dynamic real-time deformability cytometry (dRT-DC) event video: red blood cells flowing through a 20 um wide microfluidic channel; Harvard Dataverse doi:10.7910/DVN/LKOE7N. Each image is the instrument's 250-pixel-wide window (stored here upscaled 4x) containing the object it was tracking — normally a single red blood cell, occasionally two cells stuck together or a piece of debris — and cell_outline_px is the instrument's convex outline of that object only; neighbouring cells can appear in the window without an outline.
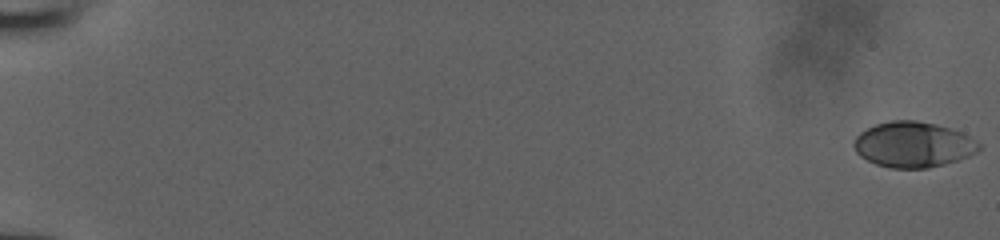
{"species": "human", "species_latin": "Homo sapiens", "temperature_condition": "room temperature", "stored_images_in_passage": 54, "camera_frame_rate_fps": 3000, "um_per_image_px": 0.085, "donor": {"sex": "male"}, "frame": {"image": 1, "passage_image": 1, "time_ms": 0.0, "image_size_px": [1000, 240], "cell_outline_px": [[980, 148], [976, 152], [968, 156], [944, 164], [928, 168], [892, 168], [876, 164], [860, 156], [856, 152], [852, 144], [856, 136], [860, 132], [876, 124], [892, 120], [916, 120], [948, 128], [960, 132], [968, 136], [980, 144]], "centroid_in_image_um": [77.58, 12.29], "position_along_channel_um": 7.4, "area_um2": 32.83}}
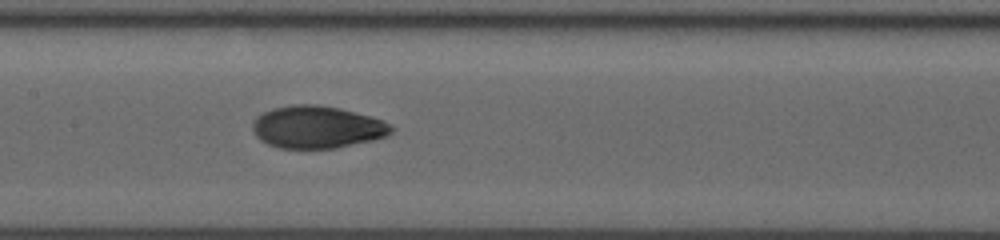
{"frame": {"image": 2, "passage_image": 30, "time_ms": 9.667, "image_size_px": [1000, 240], "cell_outline_px": [[396, 128], [388, 136], [372, 140], [332, 148], [280, 148], [268, 144], [260, 140], [256, 136], [252, 128], [252, 124], [256, 116], [272, 108], [292, 104], [320, 104], [340, 108], [372, 116], [384, 120], [392, 124]], "centroid_in_image_um": [26.98, 10.78], "position_along_channel_um": 180.4, "area_um2": 34.56}}
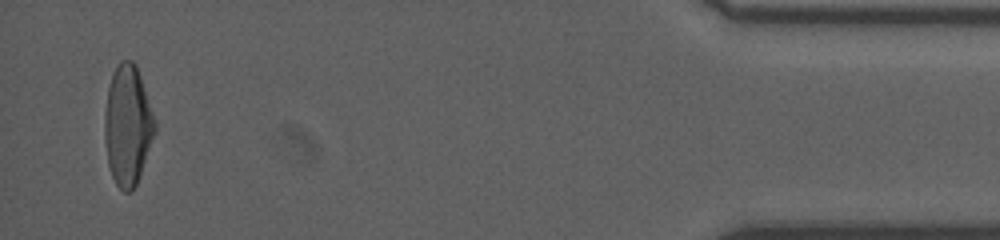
{"frame": {"image": 3, "passage_image": 53, "time_ms": 17.333, "image_size_px": [1000, 240], "cell_outline_px": [[156, 128], [136, 184], [132, 192], [124, 192], [116, 184], [112, 176], [108, 164], [104, 136], [104, 112], [108, 88], [112, 72], [116, 64], [120, 60], [132, 60], [136, 64], [156, 120]], "centroid_in_image_um": [10.83, 10.61], "position_along_channel_um": 424.4, "area_um2": 35.14}}